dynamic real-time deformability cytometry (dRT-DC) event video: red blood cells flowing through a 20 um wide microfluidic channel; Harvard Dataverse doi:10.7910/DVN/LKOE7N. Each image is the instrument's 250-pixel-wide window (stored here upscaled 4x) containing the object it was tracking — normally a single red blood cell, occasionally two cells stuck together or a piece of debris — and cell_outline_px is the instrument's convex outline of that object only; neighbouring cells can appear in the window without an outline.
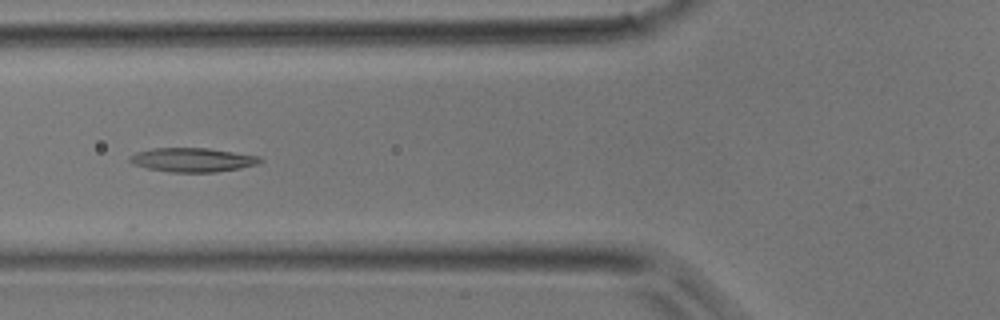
{"species": "common noctule bat (a hibernating species)", "species_latin": "Nyctalus noctula", "temperature_condition": "room temperature", "stored_images_in_passage": 4, "camera_frame_rate_fps": 3000, "um_per_image_px": 0.085, "animal": {"sex": "male", "body_mass_g": 17.9}, "frame": {"image": 1, "passage_image": 3, "time_ms": 2.333, "image_size_px": [1000, 320], "cell_outline_px": [[264, 160], [256, 164], [240, 168], [216, 172], [172, 172], [148, 168], [132, 164], [128, 160], [128, 156], [136, 152], [152, 148], [208, 148], [260, 156]], "centroid_in_image_um": [16.34, 13.58], "position_along_channel_um": 109.5, "area_um2": 18.26}}
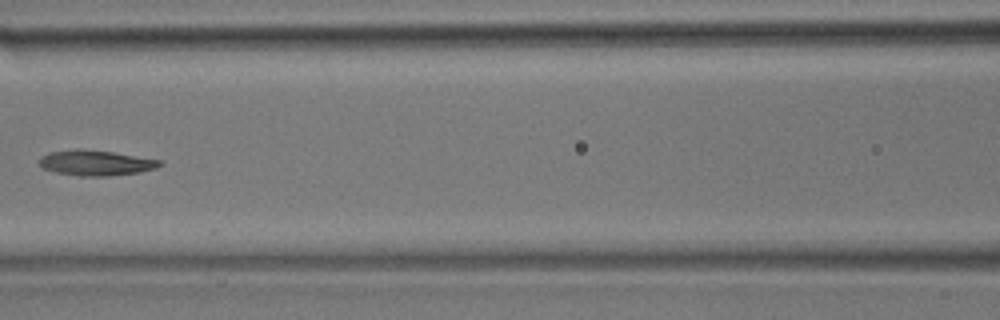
{"frame": {"image": 2, "passage_image": 4, "time_ms": 3.333, "image_size_px": [1000, 320], "cell_outline_px": [[164, 164], [156, 168], [140, 172], [108, 176], [80, 176], [56, 172], [40, 168], [40, 156], [52, 152], [76, 148], [80, 148], [112, 152], [164, 160]], "centroid_in_image_um": [8.18, 13.84], "position_along_channel_um": 158.4, "area_um2": 17.98}}